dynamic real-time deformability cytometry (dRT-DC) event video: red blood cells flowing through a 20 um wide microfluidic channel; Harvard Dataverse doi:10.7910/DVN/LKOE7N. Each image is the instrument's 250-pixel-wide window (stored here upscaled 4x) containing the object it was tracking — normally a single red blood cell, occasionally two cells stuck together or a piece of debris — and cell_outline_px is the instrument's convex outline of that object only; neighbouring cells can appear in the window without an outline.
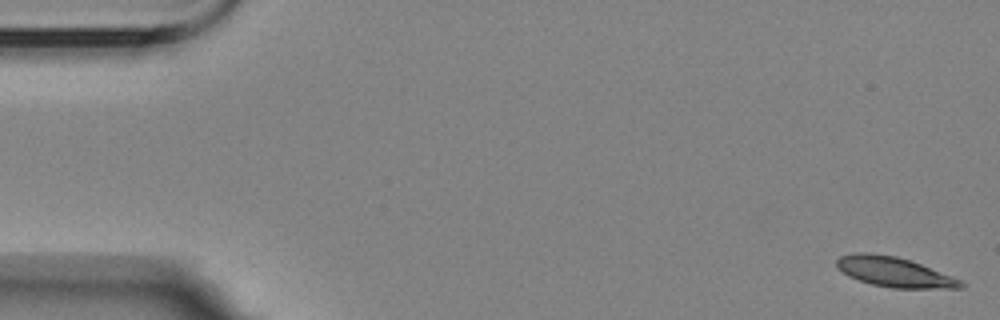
{"species": "Egyptian fruit bat (a non-hibernating species)", "species_latin": "Rousettus aegyptiacus", "temperature_condition": "room temperature", "stored_images_in_passage": 8, "camera_frame_rate_fps": 3000, "um_per_image_px": 0.085, "animal": {"sex": "female"}, "frame": {"image": 1, "passage_image": 1, "time_ms": 0.0, "image_size_px": [1000, 320], "cell_outline_px": [[964, 288], [892, 288], [872, 284], [848, 276], [836, 268], [836, 260], [840, 256], [856, 252], [864, 252], [896, 256], [920, 264], [952, 276], [960, 280], [964, 284]], "centroid_in_image_um": [75.97, 23.12], "position_along_channel_um": 9.0, "area_um2": 21.44}}
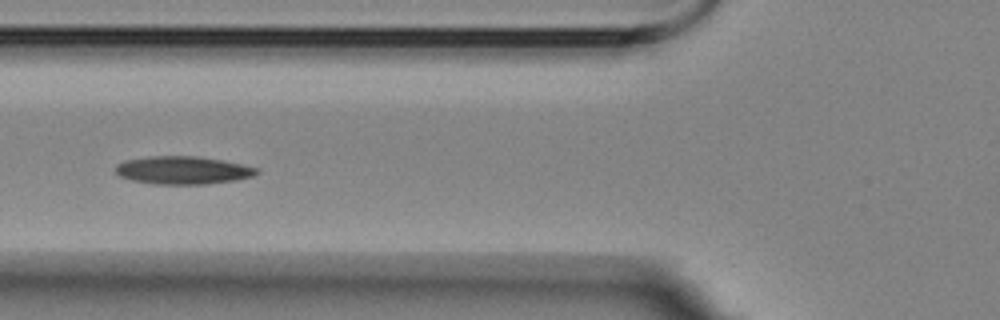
{"frame": {"image": 2, "passage_image": 7, "time_ms": 6.667, "image_size_px": [1000, 320], "cell_outline_px": [[260, 172], [252, 176], [236, 180], [204, 184], [152, 184], [132, 180], [120, 176], [116, 172], [116, 164], [124, 160], [148, 156], [196, 156], [220, 160], [260, 168]], "centroid_in_image_um": [15.53, 14.47], "position_along_channel_um": 110.3, "area_um2": 22.95}}
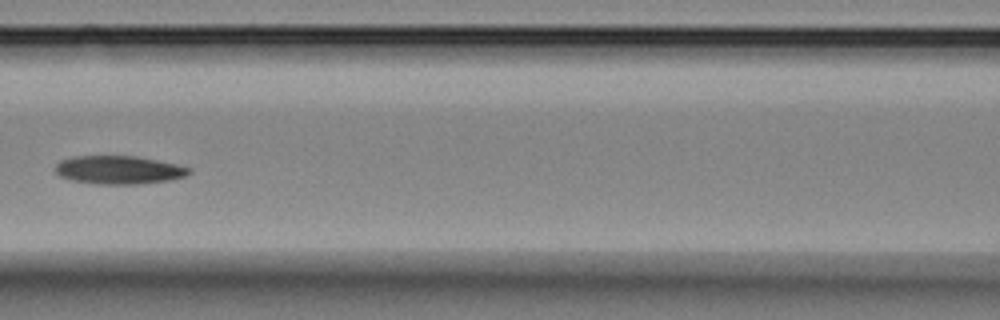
{"frame": {"image": 3, "passage_image": 8, "time_ms": 8.0, "image_size_px": [1000, 320], "cell_outline_px": [[192, 172], [184, 176], [168, 180], [140, 184], [96, 184], [72, 180], [60, 176], [52, 168], [60, 160], [72, 156], [136, 156], [176, 164], [192, 168]], "centroid_in_image_um": [10.06, 14.44], "position_along_channel_um": 156.5, "area_um2": 22.14}}